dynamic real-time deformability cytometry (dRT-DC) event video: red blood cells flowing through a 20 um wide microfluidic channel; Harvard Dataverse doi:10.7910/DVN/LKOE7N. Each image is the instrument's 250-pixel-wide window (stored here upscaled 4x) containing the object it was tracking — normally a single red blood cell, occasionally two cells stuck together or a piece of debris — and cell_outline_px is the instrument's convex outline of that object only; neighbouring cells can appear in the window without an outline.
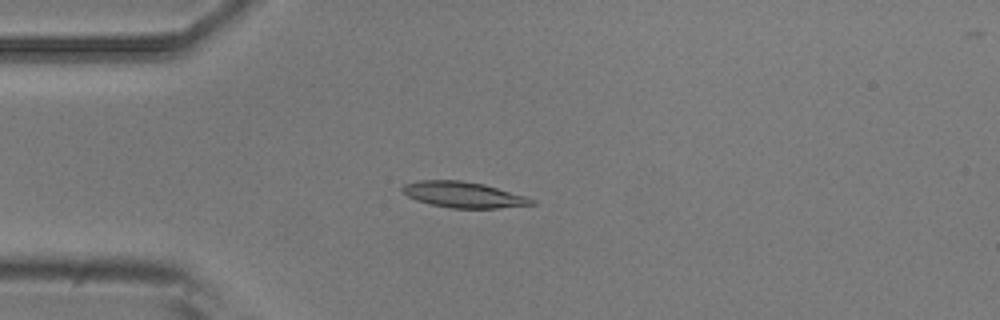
{"species": "common noctule bat (a hibernating species)", "species_latin": "Nyctalus noctula", "temperature_condition": "room temperature", "stored_images_in_passage": 5, "camera_frame_rate_fps": 3000, "um_per_image_px": 0.085, "animal": {"sex": "male", "body_mass_g": 20.5, "forearm_length_mm": 52.5}, "frame": {"image": 1, "passage_image": 4, "time_ms": 1.0, "image_size_px": [1000, 320], "cell_outline_px": [[536, 204], [496, 208], [452, 208], [432, 204], [416, 200], [408, 196], [400, 188], [404, 184], [416, 180], [460, 180], [484, 184], [524, 196], [536, 200]], "centroid_in_image_um": [39.37, 16.54], "position_along_channel_um": 45.6, "area_um2": 19.31}}